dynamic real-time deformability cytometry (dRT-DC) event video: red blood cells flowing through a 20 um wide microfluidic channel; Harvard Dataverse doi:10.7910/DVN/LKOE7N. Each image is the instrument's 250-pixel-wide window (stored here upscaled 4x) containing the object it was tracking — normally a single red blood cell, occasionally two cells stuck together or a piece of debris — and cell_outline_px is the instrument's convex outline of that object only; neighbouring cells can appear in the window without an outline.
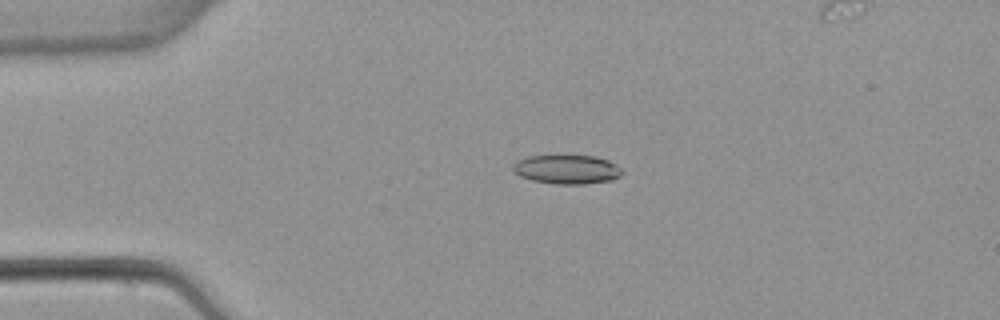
{"species": "common noctule bat (a hibernating species)", "species_latin": "Nyctalus noctula", "temperature_condition": "warm", "stored_images_in_passage": 5, "camera_frame_rate_fps": 3000, "um_per_image_px": 0.085, "animal": {"sex": "female", "body_mass_g": 22.7, "forearm_length_mm": 54.2}, "frame": {"image": 1, "passage_image": 4, "time_ms": 3.667, "image_size_px": [1000, 320], "cell_outline_px": [[624, 172], [620, 176], [612, 180], [584, 184], [556, 184], [532, 180], [520, 176], [512, 168], [512, 164], [516, 160], [528, 156], [596, 156], [608, 160], [616, 164]], "centroid_in_image_um": [48.19, 14.4], "position_along_channel_um": 36.8, "area_um2": 18.5}}